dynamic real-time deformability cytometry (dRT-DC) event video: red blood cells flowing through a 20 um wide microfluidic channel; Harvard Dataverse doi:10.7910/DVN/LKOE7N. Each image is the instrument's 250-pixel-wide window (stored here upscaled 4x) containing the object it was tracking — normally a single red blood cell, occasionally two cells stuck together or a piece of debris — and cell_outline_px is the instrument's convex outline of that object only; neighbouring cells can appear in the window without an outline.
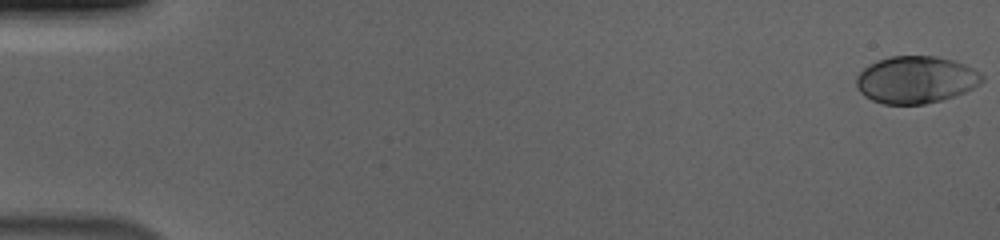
{"species": "human", "species_latin": "Homo sapiens", "temperature_condition": "cold", "stored_images_in_passage": 56, "camera_frame_rate_fps": 3000, "um_per_image_px": 0.085, "donor": {"sex": "male"}, "frame": {"image": 1, "passage_image": 1, "time_ms": 0.0, "image_size_px": [1000, 240], "cell_outline_px": [[984, 80], [980, 84], [964, 92], [940, 100], [924, 104], [884, 104], [872, 100], [864, 96], [856, 88], [856, 76], [868, 64], [876, 60], [892, 56], [936, 56], [952, 60], [964, 64], [980, 72], [984, 76]], "centroid_in_image_um": [77.82, 6.77], "position_along_channel_um": 7.2, "area_um2": 34.62}}
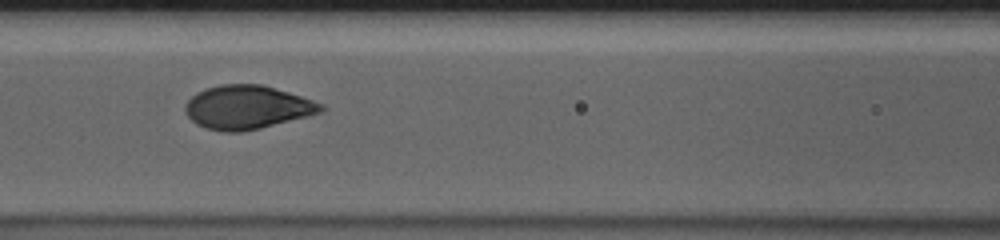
{"frame": {"image": 2, "passage_image": 26, "time_ms": 8.333, "image_size_px": [1000, 240], "cell_outline_px": [[328, 108], [324, 112], [260, 128], [240, 132], [224, 132], [208, 128], [196, 124], [184, 112], [184, 104], [196, 92], [204, 88], [220, 84], [260, 84], [288, 92], [324, 104]], "centroid_in_image_um": [21.01, 9.11], "position_along_channel_um": 145.6, "area_um2": 34.62}}
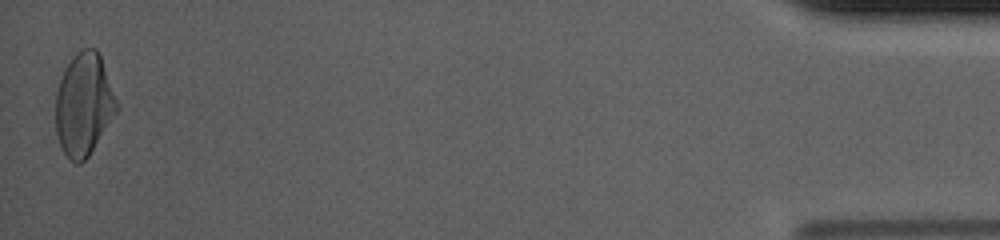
{"frame": {"image": 3, "passage_image": 56, "time_ms": 18.333, "image_size_px": [1000, 240], "cell_outline_px": [[120, 108], [88, 156], [80, 164], [76, 164], [68, 160], [60, 144], [56, 132], [56, 92], [60, 80], [72, 56], [76, 52], [84, 48], [96, 48], [100, 56]], "centroid_in_image_um": [7.13, 8.9], "position_along_channel_um": 428.1, "area_um2": 36.3}, "authors_computed_cell_mechanics": {"area_um2": 34.5355, "velocity_mm_per_s": 3.6968, "shape_relaxation_time_tau1_ms": 2.929, "shape_relaxation_time_tau2_ms": null, "deformation_change_tau1": 0.1605, "deformation_change_tau2": null}}